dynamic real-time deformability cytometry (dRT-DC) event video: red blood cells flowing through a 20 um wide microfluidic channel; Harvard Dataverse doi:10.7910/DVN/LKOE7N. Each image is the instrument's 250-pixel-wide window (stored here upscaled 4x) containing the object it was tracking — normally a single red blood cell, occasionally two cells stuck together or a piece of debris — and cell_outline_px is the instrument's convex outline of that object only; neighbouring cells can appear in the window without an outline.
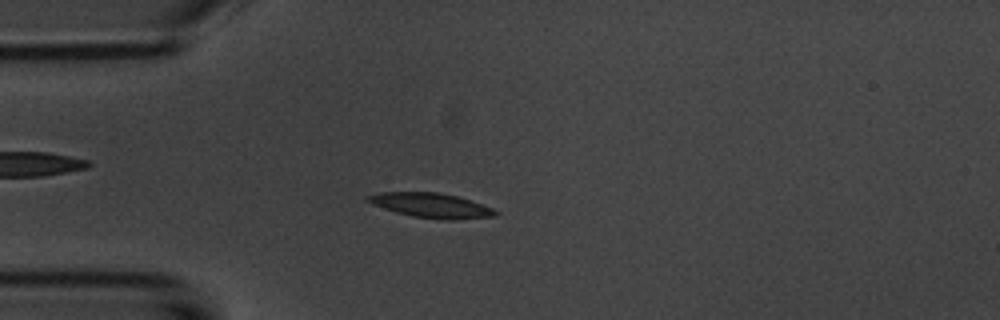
{"species": "common noctule bat (a hibernating species)", "species_latin": "Nyctalus noctula", "temperature_condition": "room temperature", "stored_images_in_passage": 54, "camera_frame_rate_fps": 3000, "um_per_image_px": 0.085, "animal": {"sex": "male", "body_mass_g": 20.1, "forearm_length_mm": 53.5}, "frame": {"image": 1, "passage_image": 14, "time_ms": 4.333, "image_size_px": [1000, 320], "cell_outline_px": [[500, 212], [496, 216], [452, 220], [444, 220], [412, 216], [396, 212], [372, 204], [364, 200], [364, 196], [380, 192], [436, 192], [456, 196], [492, 208]], "centroid_in_image_um": [36.6, 17.46], "position_along_channel_um": 48.4, "area_um2": 18.26}}
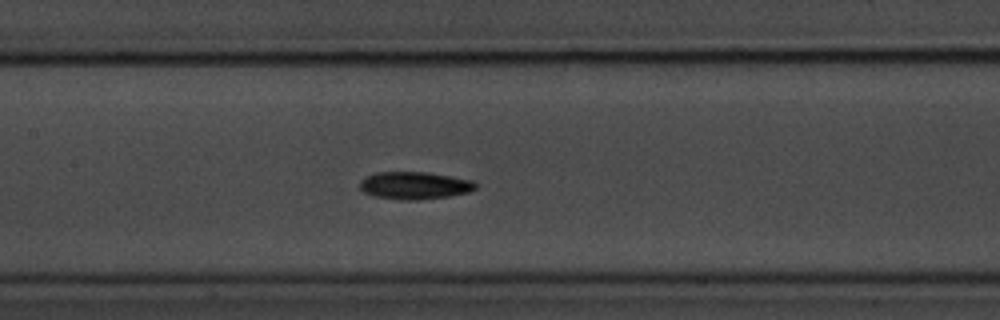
{"frame": {"image": 2, "passage_image": 25, "time_ms": 8.0, "image_size_px": [1000, 320], "cell_outline_px": [[476, 188], [468, 192], [452, 196], [420, 200], [400, 200], [372, 196], [364, 192], [360, 188], [360, 180], [364, 176], [376, 172], [428, 172], [472, 180], [476, 184]], "centroid_in_image_um": [35.21, 15.77], "position_along_channel_um": 172.2, "area_um2": 18.79}}
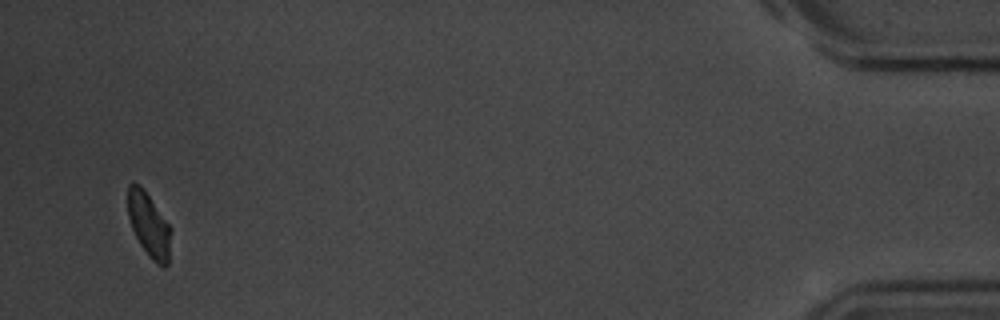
{"frame": {"image": 3, "passage_image": 52, "time_ms": 17.0, "image_size_px": [1000, 320], "cell_outline_px": [[172, 228], [168, 264], [164, 268], [156, 264], [148, 256], [140, 244], [132, 228], [128, 216], [128, 184], [132, 180], [140, 184]], "centroid_in_image_um": [12.67, 19.12], "position_along_channel_um": 422.5, "area_um2": 16.3}, "authors_computed_cell_mechanics": {"area_um2": 17.4556, "velocity_mm_per_s": 3.6964, "shape_relaxation_time_tau1_ms": 3.4822, "shape_relaxation_time_tau2_ms": null, "deformation_change_tau1": 0.1212, "deformation_change_tau2": null}}